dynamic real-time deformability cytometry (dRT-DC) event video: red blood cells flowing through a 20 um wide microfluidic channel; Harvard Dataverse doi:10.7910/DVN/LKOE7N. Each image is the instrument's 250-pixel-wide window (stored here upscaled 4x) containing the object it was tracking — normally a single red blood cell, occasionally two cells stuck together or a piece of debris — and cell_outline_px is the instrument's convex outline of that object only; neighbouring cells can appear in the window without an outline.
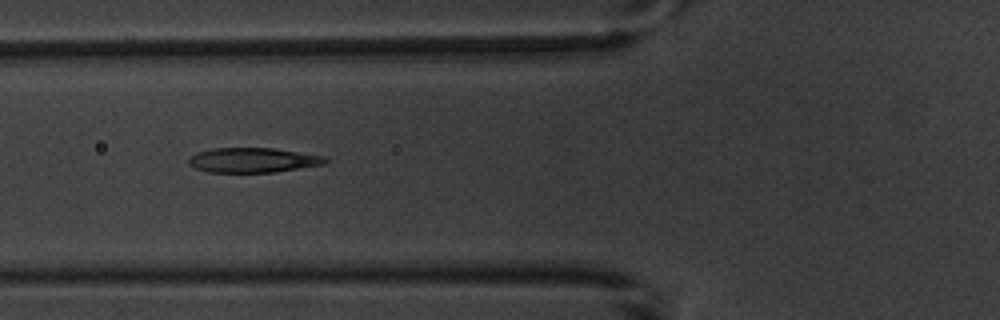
{"species": "common noctule bat (a hibernating species)", "species_latin": "Nyctalus noctula", "temperature_condition": "warm", "stored_images_in_passage": 4, "camera_frame_rate_fps": 3000, "um_per_image_px": 0.085, "animal": {"sex": "male", "body_mass_g": 20.1, "forearm_length_mm": 53.5}, "frame": {"image": 1, "passage_image": 2, "time_ms": 1.333, "image_size_px": [1000, 320], "cell_outline_px": [[332, 160], [324, 164], [272, 172], [208, 172], [196, 168], [188, 164], [188, 160], [196, 152], [212, 148], [272, 148], [324, 156]], "centroid_in_image_um": [21.49, 13.6], "position_along_channel_um": 104.3, "area_um2": 19.59}}
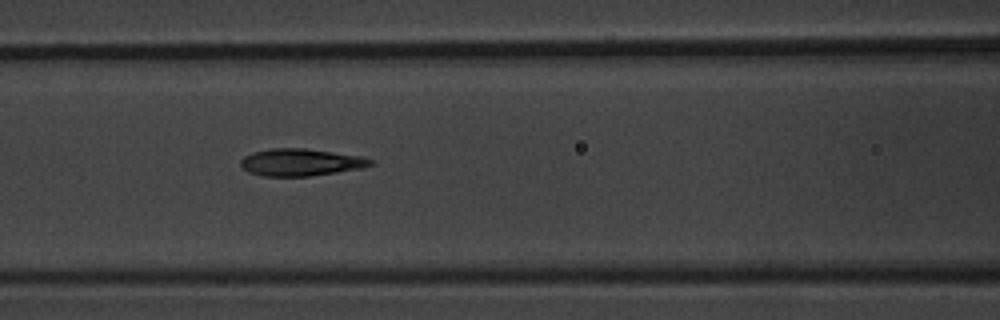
{"frame": {"image": 2, "passage_image": 3, "time_ms": 2.333, "image_size_px": [1000, 320], "cell_outline_px": [[376, 164], [360, 168], [336, 172], [308, 176], [260, 176], [248, 172], [240, 168], [240, 160], [244, 156], [252, 152], [272, 148], [304, 148], [360, 156], [372, 160]], "centroid_in_image_um": [25.5, 13.8], "position_along_channel_um": 141.1, "area_um2": 20.58}}
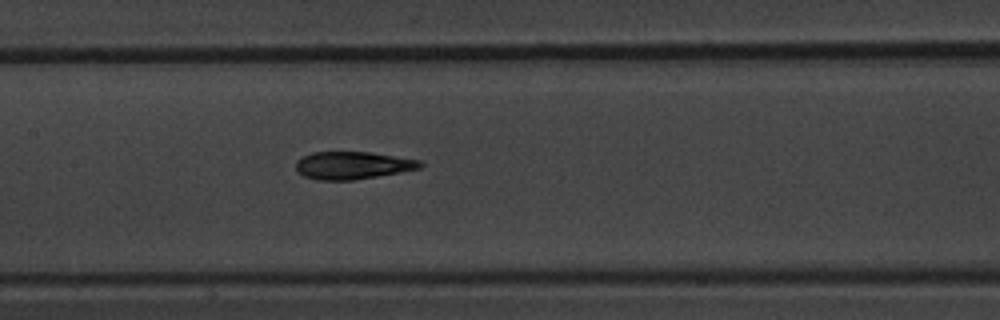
{"frame": {"image": 3, "passage_image": 4, "time_ms": 3.333, "image_size_px": [1000, 320], "cell_outline_px": [[424, 164], [420, 168], [400, 172], [352, 180], [316, 180], [304, 176], [296, 168], [296, 160], [300, 156], [312, 152], [372, 152], [420, 160]], "centroid_in_image_um": [29.95, 14.04], "position_along_channel_um": 177.5, "area_um2": 20.0}}